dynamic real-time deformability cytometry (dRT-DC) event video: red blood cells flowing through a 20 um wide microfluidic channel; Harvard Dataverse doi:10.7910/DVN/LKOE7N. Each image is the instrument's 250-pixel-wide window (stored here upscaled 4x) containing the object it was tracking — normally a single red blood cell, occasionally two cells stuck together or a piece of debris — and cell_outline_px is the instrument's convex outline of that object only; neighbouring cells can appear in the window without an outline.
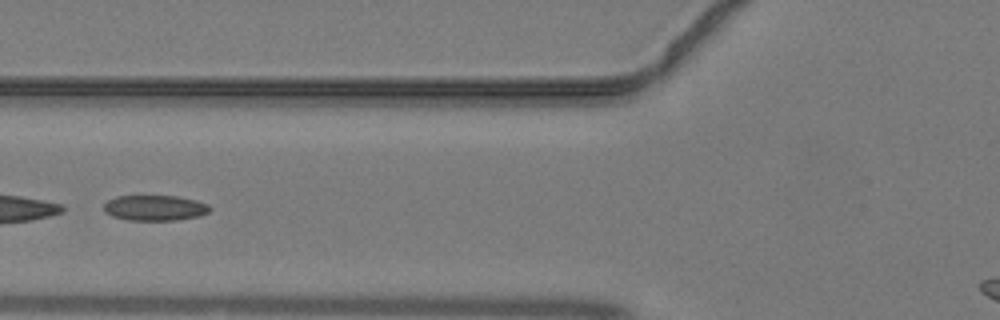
{"species": "common noctule bat (a hibernating species)", "species_latin": "Nyctalus noctula", "temperature_condition": "warm", "stored_images_in_passage": 42, "segment_of_instrument_passage": [2, 2], "camera_frame_rate_fps": 3000, "um_per_image_px": 0.085, "animal": {"sex": "male", "body_mass_g": 19.2, "forearm_length_mm": 51.8}, "frame": {"image": 1, "passage_image": 18, "time_ms": 5.667, "image_size_px": [1000, 320], "cell_outline_px": [[212, 208], [208, 212], [200, 216], [176, 220], [128, 220], [112, 216], [104, 212], [104, 204], [108, 200], [116, 196], [176, 196], [196, 200], [208, 204]], "centroid_in_image_um": [13.17, 17.67], "position_along_channel_um": 112.6, "area_um2": 15.78}}
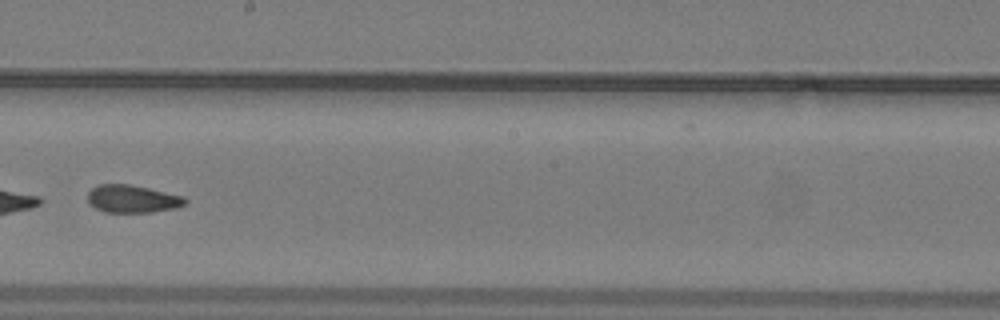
{"frame": {"image": 2, "passage_image": 26, "time_ms": 8.333, "image_size_px": [1000, 320], "cell_outline_px": [[188, 200], [184, 204], [176, 208], [152, 212], [104, 212], [88, 204], [88, 192], [92, 188], [100, 184], [128, 184], [148, 188], [184, 196]], "centroid_in_image_um": [11.24, 16.91], "position_along_channel_um": 237.0, "area_um2": 15.72}}
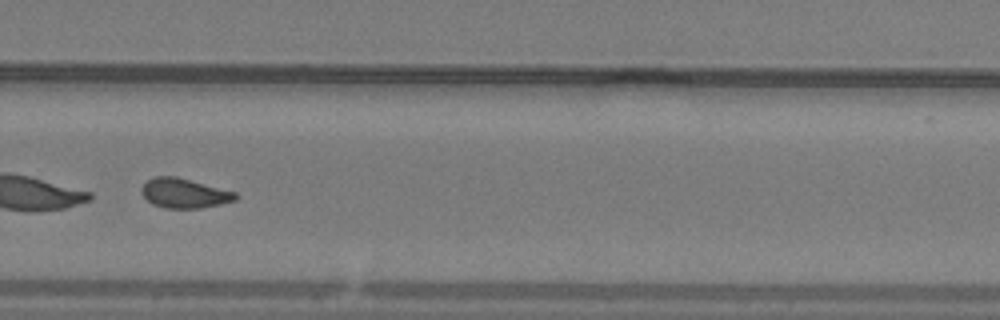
{"frame": {"image": 3, "passage_image": 31, "time_ms": 10.0, "image_size_px": [1000, 320], "cell_outline_px": [[240, 196], [236, 200], [220, 204], [200, 208], [164, 208], [152, 204], [140, 192], [140, 188], [148, 180], [156, 176], [176, 176], [236, 192]], "centroid_in_image_um": [15.67, 16.42], "position_along_channel_um": 314.1, "area_um2": 16.24}}